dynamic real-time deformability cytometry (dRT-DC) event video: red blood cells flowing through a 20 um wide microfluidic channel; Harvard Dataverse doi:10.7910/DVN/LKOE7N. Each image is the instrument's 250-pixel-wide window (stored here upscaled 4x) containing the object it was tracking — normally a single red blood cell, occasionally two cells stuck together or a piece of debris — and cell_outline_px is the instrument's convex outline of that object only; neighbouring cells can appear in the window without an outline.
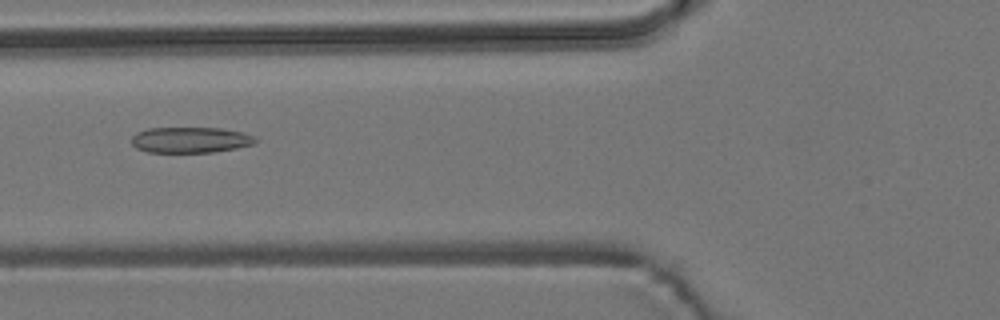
{"species": "common noctule bat (a hibernating species)", "species_latin": "Nyctalus noctula", "temperature_condition": "room temperature", "stored_images_in_passage": 48, "camera_frame_rate_fps": 3000, "um_per_image_px": 0.085, "animal": {"sex": "male", "body_mass_g": 19.2, "forearm_length_mm": 51.8}, "frame": {"image": 1, "passage_image": 14, "time_ms": 4.333, "image_size_px": [1000, 320], "cell_outline_px": [[256, 140], [252, 144], [236, 148], [212, 152], [148, 152], [136, 148], [132, 144], [132, 136], [136, 132], [148, 128], [220, 128], [240, 132], [256, 136]], "centroid_in_image_um": [16.15, 11.89], "position_along_channel_um": 109.7, "area_um2": 18.5}}
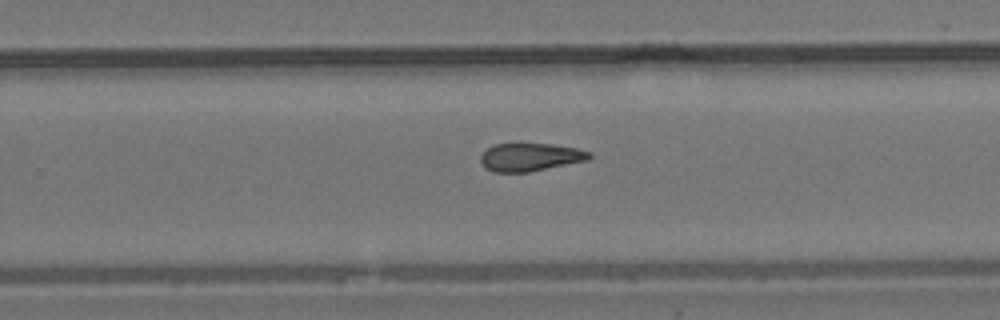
{"frame": {"image": 2, "passage_image": 28, "time_ms": 9.0, "image_size_px": [1000, 320], "cell_outline_px": [[592, 156], [588, 160], [528, 172], [492, 172], [484, 168], [480, 160], [480, 156], [492, 144], [520, 140], [552, 144], [576, 148], [592, 152]], "centroid_in_image_um": [45.02, 13.3], "position_along_channel_um": 284.8, "area_um2": 18.61}}
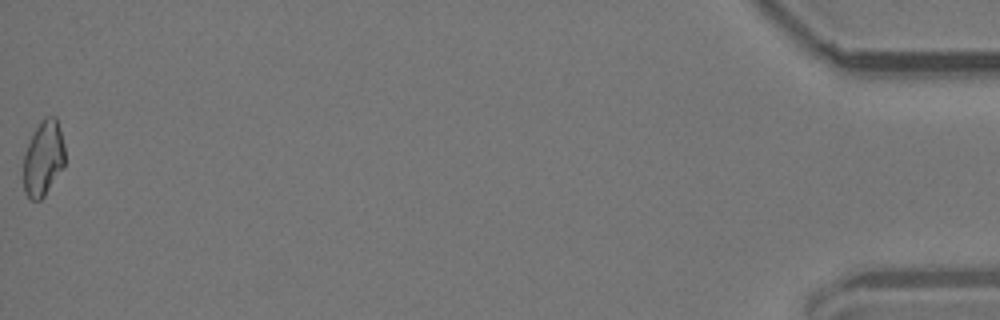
{"frame": {"image": 3, "passage_image": 48, "time_ms": 15.667, "image_size_px": [1000, 320], "cell_outline_px": [[64, 164], [44, 196], [40, 200], [32, 200], [24, 192], [24, 152], [32, 132], [40, 120], [44, 116], [56, 116], [64, 144]], "centroid_in_image_um": [3.66, 13.41], "position_along_channel_um": 431.5, "area_um2": 18.15}, "authors_computed_cell_mechanics": {"area_um2": 18.5538, "velocity_mm_per_s": 3.7586, "shape_relaxation_time_tau1_ms": null, "shape_relaxation_time_tau2_ms": 2.8631, "deformation_change_tau1": null, "deformation_change_tau2": 0.088}}